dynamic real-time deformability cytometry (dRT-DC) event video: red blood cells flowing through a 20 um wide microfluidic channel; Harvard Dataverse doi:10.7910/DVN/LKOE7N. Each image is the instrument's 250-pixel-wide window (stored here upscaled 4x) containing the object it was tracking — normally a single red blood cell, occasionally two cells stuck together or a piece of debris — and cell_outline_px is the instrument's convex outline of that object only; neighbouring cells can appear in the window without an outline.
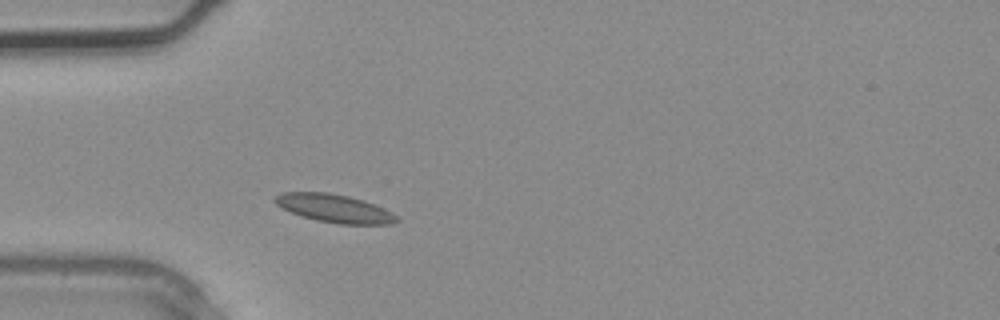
{"species": "common noctule bat (a hibernating species)", "species_latin": "Nyctalus noctula", "temperature_condition": "warm", "stored_images_in_passage": 1, "camera_frame_rate_fps": 3000, "um_per_image_px": 0.085, "animal": {"sex": "male", "body_mass_g": 20.4}, "frame": {"image": 1, "passage_image": 1, "time_ms": 0.0, "image_size_px": [1000, 320], "cell_outline_px": [[400, 220], [392, 224], [340, 224], [316, 220], [300, 216], [276, 204], [272, 200], [272, 196], [284, 192], [328, 192], [348, 196], [372, 204], [392, 212]], "centroid_in_image_um": [28.38, 17.71], "position_along_channel_um": 56.6, "area_um2": 19.83}}